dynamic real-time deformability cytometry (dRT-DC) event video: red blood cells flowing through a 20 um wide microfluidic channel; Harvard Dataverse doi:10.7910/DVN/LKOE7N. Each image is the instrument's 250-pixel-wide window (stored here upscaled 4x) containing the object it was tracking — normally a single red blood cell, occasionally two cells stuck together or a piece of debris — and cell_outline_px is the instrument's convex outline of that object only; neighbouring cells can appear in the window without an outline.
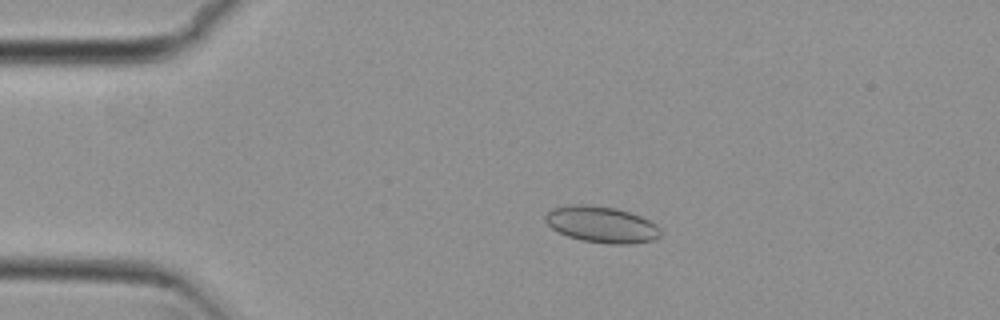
{"species": "common noctule bat (a hibernating species)", "species_latin": "Nyctalus noctula", "temperature_condition": "cold", "stored_images_in_passage": 47, "camera_frame_rate_fps": 3000, "um_per_image_px": 0.085, "animal": {"sex": "female", "body_mass_g": 29.2, "forearm_length_mm": 56.3}, "frame": {"image": 1, "passage_image": 4, "time_ms": 1.0, "image_size_px": [1000, 320], "cell_outline_px": [[660, 236], [652, 240], [628, 244], [608, 244], [580, 240], [568, 236], [552, 228], [544, 220], [544, 216], [552, 208], [568, 204], [592, 204], [616, 208], [640, 216], [656, 224], [660, 228]], "centroid_in_image_um": [51.11, 19.07], "position_along_channel_um": 33.9, "area_um2": 24.45}}
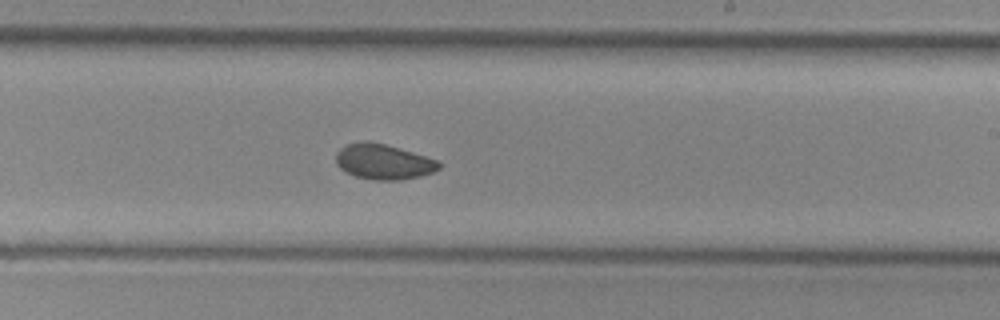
{"frame": {"image": 2, "passage_image": 25, "time_ms": 8.0, "image_size_px": [1000, 320], "cell_outline_px": [[440, 168], [432, 172], [420, 176], [400, 180], [372, 180], [356, 176], [340, 168], [336, 164], [336, 152], [340, 148], [348, 144], [364, 140], [368, 140], [384, 144], [412, 152], [436, 160], [440, 164]], "centroid_in_image_um": [32.55, 13.75], "position_along_channel_um": 256.4, "area_um2": 20.98}}
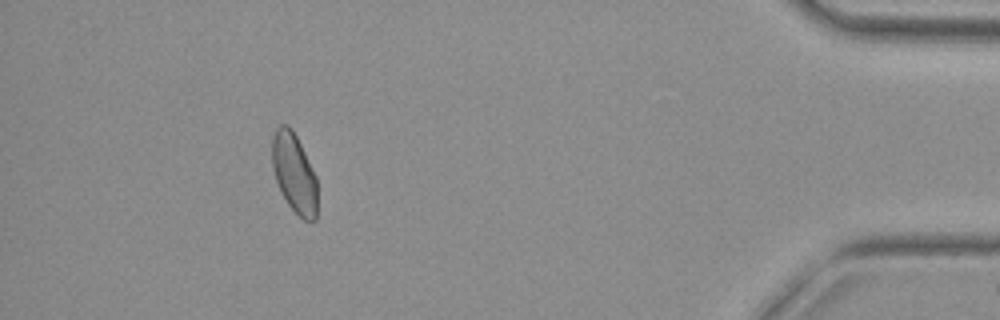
{"frame": {"image": 3, "passage_image": 42, "time_ms": 13.667, "image_size_px": [1000, 320], "cell_outline_px": [[316, 220], [304, 220], [288, 204], [276, 180], [272, 168], [272, 136], [276, 128], [280, 124], [288, 124], [292, 128], [316, 176]], "centroid_in_image_um": [24.99, 14.67], "position_along_channel_um": 410.2, "area_um2": 20.63}, "authors_computed_cell_mechanics": {"area_um2": 21.5594, "velocity_mm_per_s": 3.7905, "shape_relaxation_time_tau1_ms": null, "shape_relaxation_time_tau2_ms": 6.9336, "deformation_change_tau1": null, "deformation_change_tau2": 0.0836}}